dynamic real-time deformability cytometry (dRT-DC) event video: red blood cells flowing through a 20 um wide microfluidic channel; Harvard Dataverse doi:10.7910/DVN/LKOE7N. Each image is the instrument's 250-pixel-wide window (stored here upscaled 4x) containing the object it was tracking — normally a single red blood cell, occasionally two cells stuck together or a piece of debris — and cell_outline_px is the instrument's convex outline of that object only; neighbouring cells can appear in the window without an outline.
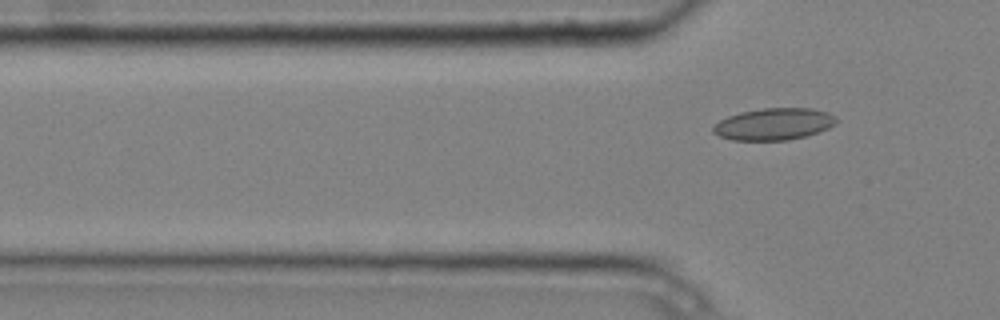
{"species": "common noctule bat (a hibernating species)", "species_latin": "Nyctalus noctula", "temperature_condition": "cold", "stored_images_in_passage": 6, "camera_frame_rate_fps": 3000, "um_per_image_px": 0.085, "animal": {"sex": "male", "body_mass_g": 20.4}, "frame": {"image": 1, "passage_image": 6, "time_ms": 1.667, "image_size_px": [1000, 320], "cell_outline_px": [[840, 120], [836, 124], [828, 128], [804, 136], [788, 140], [732, 140], [720, 136], [712, 132], [712, 128], [720, 120], [728, 116], [740, 112], [764, 108], [812, 108], [828, 112], [836, 116]], "centroid_in_image_um": [65.81, 10.54], "position_along_channel_um": 60.0, "area_um2": 22.89}}